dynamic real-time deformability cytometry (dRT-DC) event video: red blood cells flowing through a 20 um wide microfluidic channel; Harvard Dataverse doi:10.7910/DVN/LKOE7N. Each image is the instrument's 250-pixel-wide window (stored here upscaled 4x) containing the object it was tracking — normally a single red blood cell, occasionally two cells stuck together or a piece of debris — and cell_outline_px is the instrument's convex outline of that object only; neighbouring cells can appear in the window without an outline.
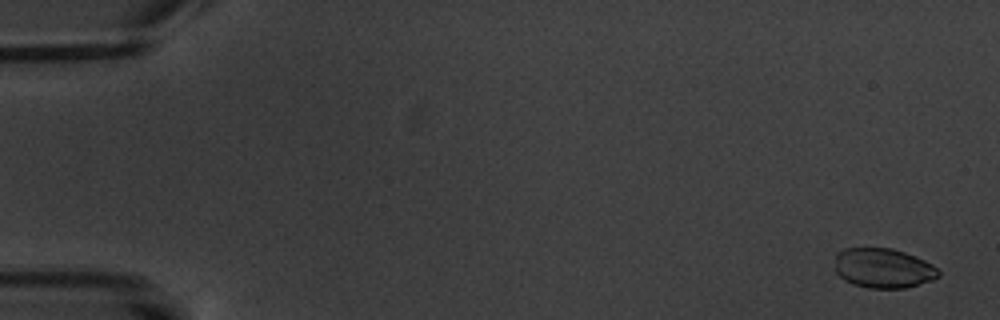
{"species": "common noctule bat (a hibernating species)", "species_latin": "Nyctalus noctula", "temperature_condition": "warm", "stored_images_in_passage": 7, "camera_frame_rate_fps": 3000, "um_per_image_px": 0.085, "animal": {"sex": "male", "body_mass_g": 20.1, "forearm_length_mm": 53.5}, "frame": {"image": 1, "passage_image": 1, "time_ms": 0.0, "image_size_px": [1000, 320], "cell_outline_px": [[940, 276], [932, 280], [904, 288], [868, 288], [852, 284], [844, 280], [836, 272], [836, 252], [844, 248], [892, 248], [904, 252], [924, 260], [932, 264], [940, 272]], "centroid_in_image_um": [75.06, 22.79], "position_along_channel_um": 9.9, "area_um2": 23.99}}
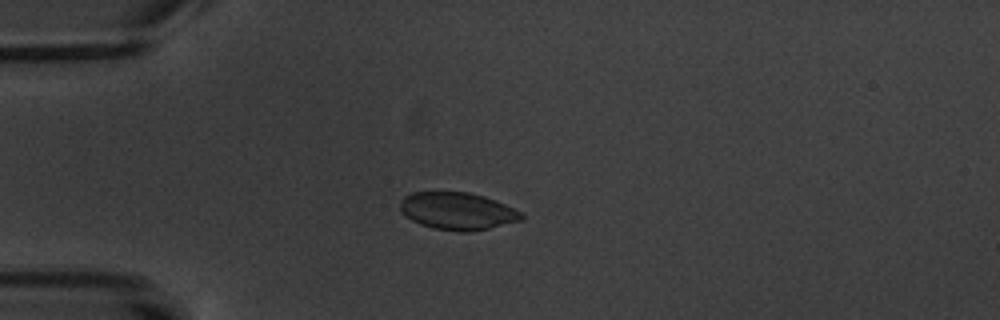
{"frame": {"image": 2, "passage_image": 4, "time_ms": 4.667, "image_size_px": [1000, 320], "cell_outline_px": [[524, 216], [520, 220], [488, 228], [468, 232], [460, 232], [432, 228], [420, 224], [404, 216], [400, 212], [400, 204], [404, 196], [412, 192], [468, 192], [484, 196], [504, 204], [520, 212]], "centroid_in_image_um": [38.82, 17.94], "position_along_channel_um": 46.2, "area_um2": 26.24}}
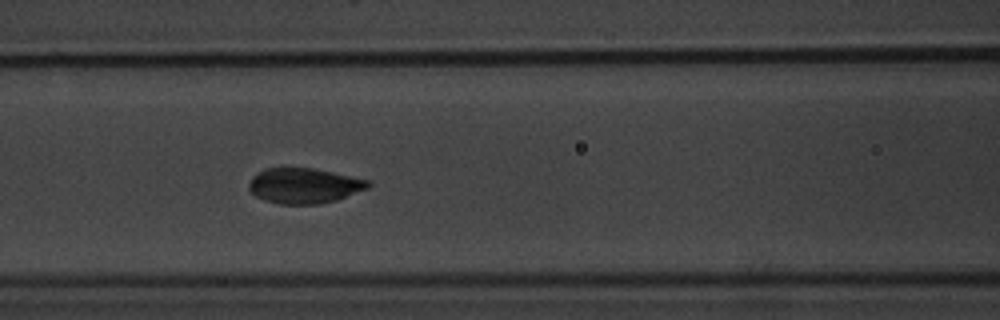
{"frame": {"image": 3, "passage_image": 7, "time_ms": 8.0, "image_size_px": [1000, 320], "cell_outline_px": [[372, 184], [368, 188], [336, 200], [320, 204], [280, 204], [264, 200], [256, 196], [248, 188], [248, 184], [252, 176], [256, 172], [264, 168], [284, 164], [312, 168], [332, 172], [368, 180]], "centroid_in_image_um": [25.77, 15.74], "position_along_channel_um": 140.8, "area_um2": 25.2}}